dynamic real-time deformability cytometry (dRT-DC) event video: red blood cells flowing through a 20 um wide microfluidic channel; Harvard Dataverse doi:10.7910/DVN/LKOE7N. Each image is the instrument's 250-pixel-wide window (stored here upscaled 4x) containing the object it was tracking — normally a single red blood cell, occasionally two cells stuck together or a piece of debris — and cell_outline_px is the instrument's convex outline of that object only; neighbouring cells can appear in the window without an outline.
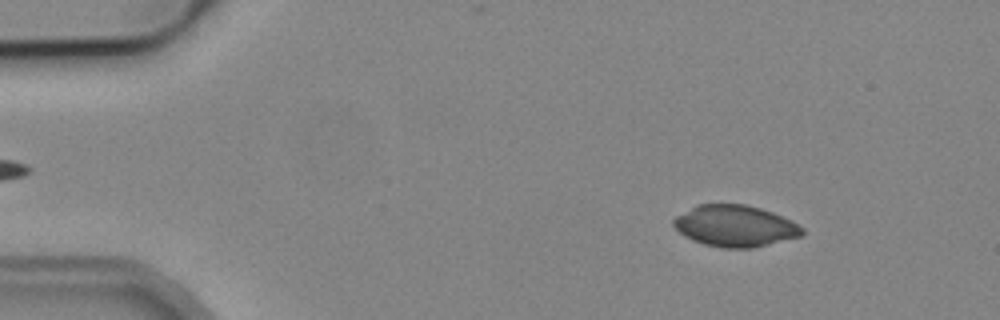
{"species": "common noctule bat (a hibernating species)", "species_latin": "Nyctalus noctula", "temperature_condition": "cold", "stored_images_in_passage": 51, "camera_frame_rate_fps": 3000, "um_per_image_px": 0.085, "animal": {"sex": "male", "body_mass_g": 19.2, "forearm_length_mm": 51.8}, "frame": {"image": 1, "passage_image": 6, "time_ms": 1.667, "image_size_px": [1000, 320], "cell_outline_px": [[804, 236], [752, 248], [720, 248], [704, 244], [692, 240], [684, 236], [672, 224], [672, 220], [676, 216], [696, 204], [744, 204], [760, 208], [772, 212], [792, 220], [804, 228]], "centroid_in_image_um": [62.5, 19.21], "position_along_channel_um": 22.5, "area_um2": 31.33}}